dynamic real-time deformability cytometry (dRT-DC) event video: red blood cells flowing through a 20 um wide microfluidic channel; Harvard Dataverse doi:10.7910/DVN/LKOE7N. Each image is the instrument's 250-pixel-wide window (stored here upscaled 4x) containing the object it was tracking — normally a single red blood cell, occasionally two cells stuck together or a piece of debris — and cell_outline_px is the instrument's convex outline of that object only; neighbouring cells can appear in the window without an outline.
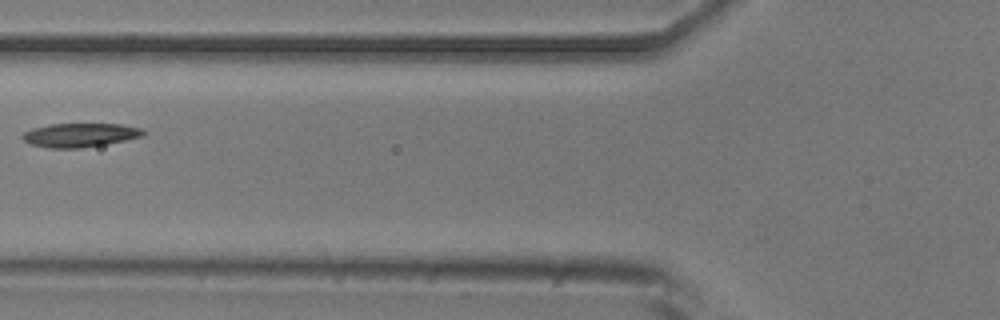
{"species": "common noctule bat (a hibernating species)", "species_latin": "Nyctalus noctula", "temperature_condition": "room temperature", "stored_images_in_passage": 7, "camera_frame_rate_fps": 3000, "um_per_image_px": 0.085, "animal": {"sex": "male", "body_mass_g": 20.5, "forearm_length_mm": 52.5}, "frame": {"image": 1, "passage_image": 6, "time_ms": 6.0, "image_size_px": [1000, 320], "cell_outline_px": [[144, 136], [104, 144], [80, 148], [48, 148], [32, 144], [24, 140], [20, 136], [24, 132], [32, 128], [48, 124], [120, 124], [144, 128]], "centroid_in_image_um": [6.79, 11.47], "position_along_channel_um": 119.0, "area_um2": 16.76}}
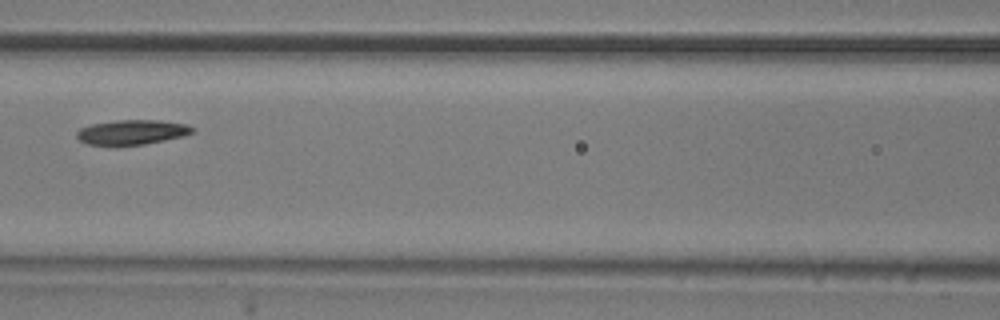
{"frame": {"image": 2, "passage_image": 7, "time_ms": 7.0, "image_size_px": [1000, 320], "cell_outline_px": [[196, 132], [184, 136], [144, 144], [88, 144], [80, 140], [76, 136], [76, 132], [80, 128], [92, 124], [116, 120], [160, 120], [188, 124], [196, 128]], "centroid_in_image_um": [11.29, 11.21], "position_along_channel_um": 155.3, "area_um2": 16.59}}